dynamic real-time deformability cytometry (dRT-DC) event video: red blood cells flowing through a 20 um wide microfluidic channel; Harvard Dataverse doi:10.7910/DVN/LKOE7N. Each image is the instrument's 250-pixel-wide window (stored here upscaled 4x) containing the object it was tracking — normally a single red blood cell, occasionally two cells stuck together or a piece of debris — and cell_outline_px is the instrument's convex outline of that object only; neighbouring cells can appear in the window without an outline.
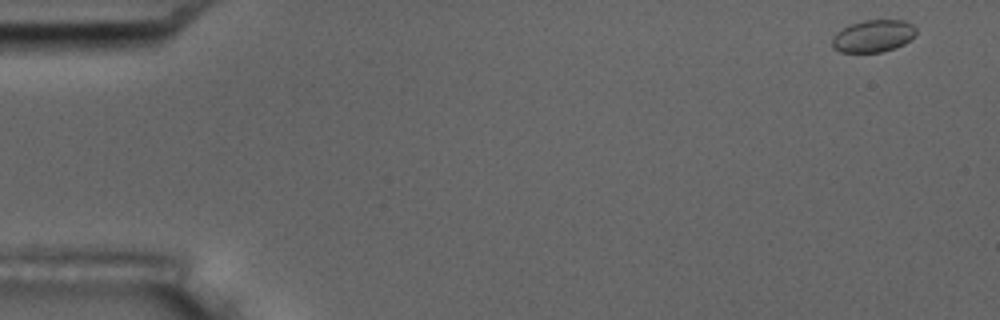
{"species": "common noctule bat (a hibernating species)", "species_latin": "Nyctalus noctula", "temperature_condition": "room temperature", "stored_images_in_passage": 6, "camera_frame_rate_fps": 3000, "um_per_image_px": 0.085, "animal": {"sex": "male", "body_mass_g": 17.5, "forearm_length_mm": 52.3}, "frame": {"image": 1, "passage_image": 1, "time_ms": 0.0, "image_size_px": [1000, 320], "cell_outline_px": [[916, 32], [904, 44], [896, 48], [880, 52], [840, 52], [832, 48], [832, 36], [836, 32], [852, 24], [864, 20], [904, 20], [912, 24], [916, 28]], "centroid_in_image_um": [74.2, 3.07], "position_along_channel_um": 10.8, "area_um2": 15.72}}